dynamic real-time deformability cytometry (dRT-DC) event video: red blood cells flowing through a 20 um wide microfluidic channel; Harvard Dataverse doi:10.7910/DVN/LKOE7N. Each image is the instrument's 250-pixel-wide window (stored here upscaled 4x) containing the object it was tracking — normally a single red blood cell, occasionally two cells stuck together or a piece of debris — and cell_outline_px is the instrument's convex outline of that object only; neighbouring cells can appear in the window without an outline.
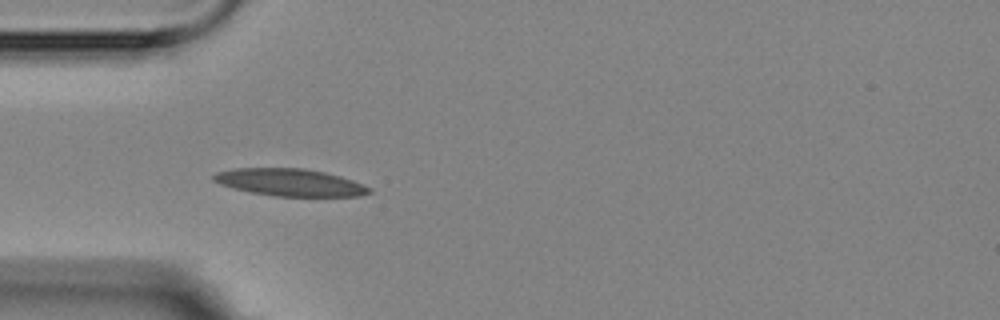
{"species": "Egyptian fruit bat (a non-hibernating species)", "species_latin": "Rousettus aegyptiacus", "temperature_condition": "room temperature", "stored_images_in_passage": 3, "camera_frame_rate_fps": 3000, "um_per_image_px": 0.085, "animal": {"sex": "female"}, "frame": {"image": 1, "passage_image": 2, "time_ms": 1.333, "image_size_px": [1000, 320], "cell_outline_px": [[372, 192], [360, 196], [276, 196], [252, 192], [232, 188], [220, 184], [212, 180], [212, 176], [216, 172], [232, 168], [304, 168], [324, 172], [340, 176], [352, 180], [372, 188]], "centroid_in_image_um": [24.63, 15.5], "position_along_channel_um": 60.4, "area_um2": 24.74}}
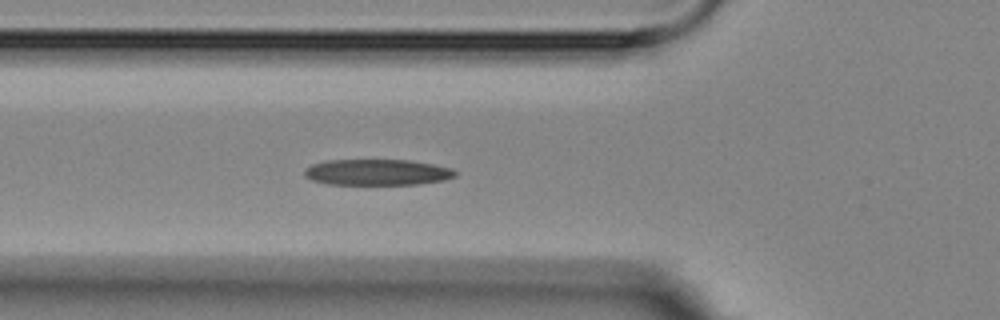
{"frame": {"image": 2, "passage_image": 3, "time_ms": 2.333, "image_size_px": [1000, 320], "cell_outline_px": [[456, 176], [444, 180], [416, 184], [328, 184], [312, 180], [304, 176], [304, 168], [312, 164], [328, 160], [408, 160], [432, 164], [452, 168], [456, 172]], "centroid_in_image_um": [32.03, 14.64], "position_along_channel_um": 93.8, "area_um2": 22.77}}